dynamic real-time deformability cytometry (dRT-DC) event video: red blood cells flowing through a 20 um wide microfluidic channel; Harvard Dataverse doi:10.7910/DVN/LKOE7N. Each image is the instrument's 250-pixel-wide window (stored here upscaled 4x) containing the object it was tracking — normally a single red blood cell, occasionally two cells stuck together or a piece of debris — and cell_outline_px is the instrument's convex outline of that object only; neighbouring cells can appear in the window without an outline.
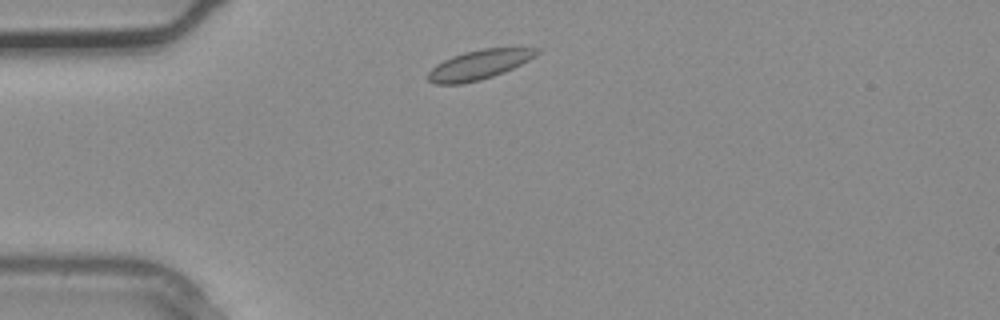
{"species": "common noctule bat (a hibernating species)", "species_latin": "Nyctalus noctula", "temperature_condition": "warm", "stored_images_in_passage": 1, "camera_frame_rate_fps": 3000, "um_per_image_px": 0.085, "animal": {"sex": "male", "body_mass_g": 20.4}, "frame": {"image": 1, "passage_image": 1, "time_ms": 0.0, "image_size_px": [1000, 320], "cell_outline_px": [[540, 52], [536, 56], [504, 72], [480, 80], [460, 84], [436, 84], [428, 80], [428, 72], [436, 64], [452, 56], [464, 52], [484, 48], [540, 48]], "centroid_in_image_um": [40.71, 5.5], "position_along_channel_um": 44.3, "area_um2": 18.5}}